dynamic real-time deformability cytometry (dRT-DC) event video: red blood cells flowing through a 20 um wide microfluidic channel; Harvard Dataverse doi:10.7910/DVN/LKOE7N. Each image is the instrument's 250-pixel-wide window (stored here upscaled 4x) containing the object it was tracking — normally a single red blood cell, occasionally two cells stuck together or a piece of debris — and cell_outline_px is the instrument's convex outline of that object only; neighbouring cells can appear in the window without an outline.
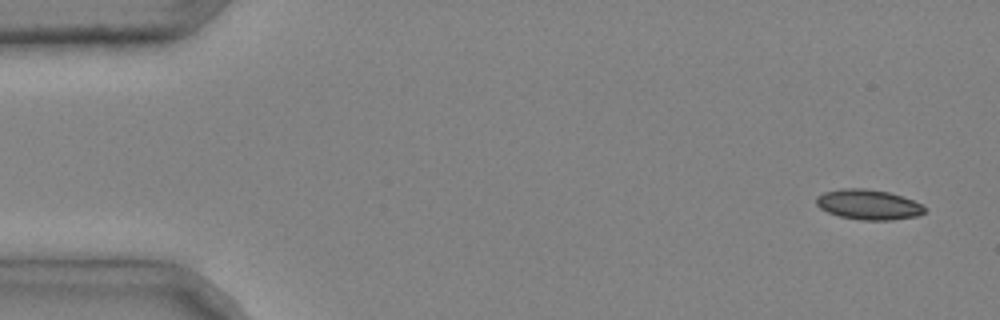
{"species": "common noctule bat (a hibernating species)", "species_latin": "Nyctalus noctula", "temperature_condition": "cold", "stored_images_in_passage": 4, "camera_frame_rate_fps": 3000, "um_per_image_px": 0.085, "animal": {"sex": "male", "body_mass_g": 20.4}, "frame": {"image": 1, "passage_image": 1, "time_ms": 0.0, "image_size_px": [1000, 320], "cell_outline_px": [[924, 212], [916, 216], [892, 220], [860, 220], [840, 216], [828, 212], [820, 208], [816, 204], [816, 196], [824, 192], [840, 188], [864, 188], [888, 192], [912, 200], [920, 204], [924, 208]], "centroid_in_image_um": [73.76, 17.38], "position_along_channel_um": 11.2, "area_um2": 18.84}}
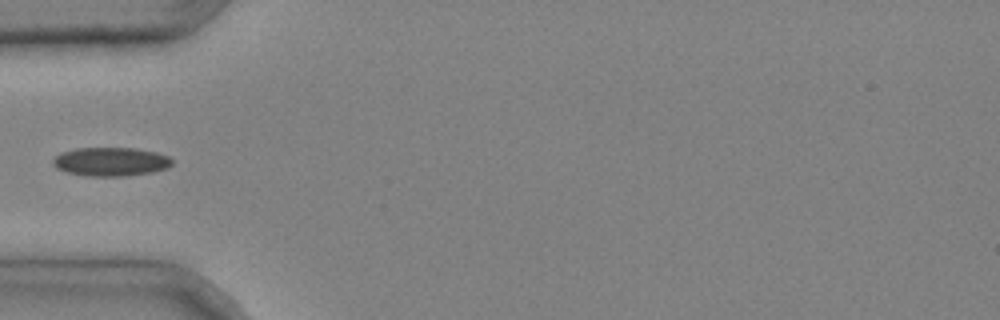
{"frame": {"image": 2, "passage_image": 4, "time_ms": 1.0, "image_size_px": [1000, 320], "cell_outline_px": [[172, 164], [168, 168], [152, 172], [124, 176], [88, 176], [68, 172], [56, 168], [52, 164], [52, 160], [60, 152], [76, 148], [136, 148], [156, 152], [168, 156], [172, 160]], "centroid_in_image_um": [9.41, 13.74], "position_along_channel_um": 75.6, "area_um2": 20.0}}